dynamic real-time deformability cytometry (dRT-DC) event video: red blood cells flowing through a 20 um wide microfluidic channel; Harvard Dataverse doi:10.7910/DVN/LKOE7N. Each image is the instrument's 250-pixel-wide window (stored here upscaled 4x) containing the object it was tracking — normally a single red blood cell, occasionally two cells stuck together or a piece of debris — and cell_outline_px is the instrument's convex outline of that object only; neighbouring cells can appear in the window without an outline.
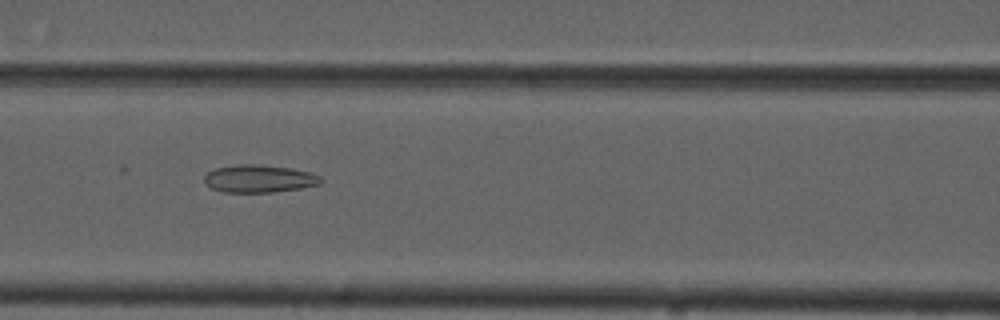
{"species": "common noctule bat (a hibernating species)", "species_latin": "Nyctalus noctula", "temperature_condition": "cold", "stored_images_in_passage": 51, "camera_frame_rate_fps": 3000, "um_per_image_px": 0.085, "animal": {"sex": "male", "forearm_length_mm": 52.5}, "frame": {"image": 1, "passage_image": 24, "time_ms": 7.667, "image_size_px": [1000, 320], "cell_outline_px": [[320, 184], [300, 188], [272, 192], [224, 192], [212, 188], [204, 184], [204, 176], [208, 172], [216, 168], [236, 164], [256, 164], [292, 168], [308, 172], [320, 176]], "centroid_in_image_um": [21.98, 15.18], "position_along_channel_um": 144.6, "area_um2": 18.67}}
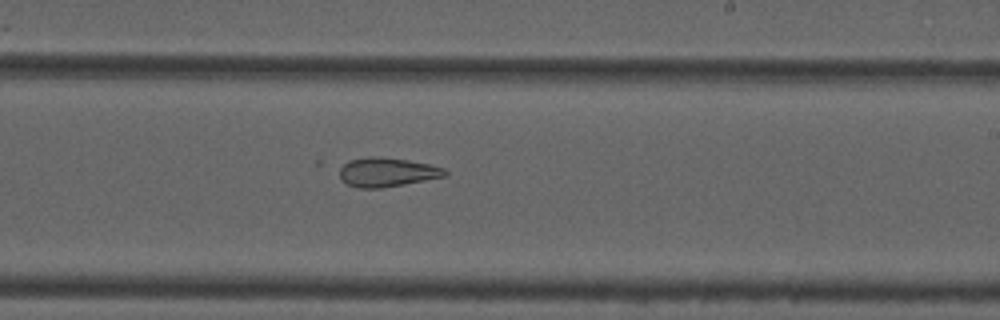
{"frame": {"image": 2, "passage_image": 33, "time_ms": 10.667, "image_size_px": [1000, 320], "cell_outline_px": [[448, 176], [404, 184], [380, 188], [356, 188], [340, 180], [340, 168], [348, 160], [372, 156], [376, 156], [408, 160], [428, 164], [444, 168], [448, 172]], "centroid_in_image_um": [32.89, 14.64], "position_along_channel_um": 256.1, "area_um2": 17.92}}
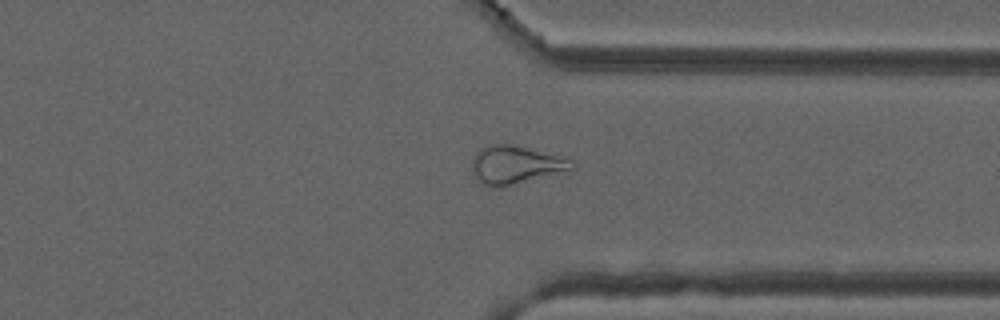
{"frame": {"image": 3, "passage_image": 42, "time_ms": 13.667, "image_size_px": [1000, 320], "cell_outline_px": [[576, 168], [572, 172], [500, 188], [496, 188], [484, 184], [476, 176], [472, 168], [472, 160], [476, 152], [480, 148], [492, 144], [512, 144], [572, 160], [576, 164]], "centroid_in_image_um": [43.91, 14.04], "position_along_channel_um": 367.5, "area_um2": 22.6}}